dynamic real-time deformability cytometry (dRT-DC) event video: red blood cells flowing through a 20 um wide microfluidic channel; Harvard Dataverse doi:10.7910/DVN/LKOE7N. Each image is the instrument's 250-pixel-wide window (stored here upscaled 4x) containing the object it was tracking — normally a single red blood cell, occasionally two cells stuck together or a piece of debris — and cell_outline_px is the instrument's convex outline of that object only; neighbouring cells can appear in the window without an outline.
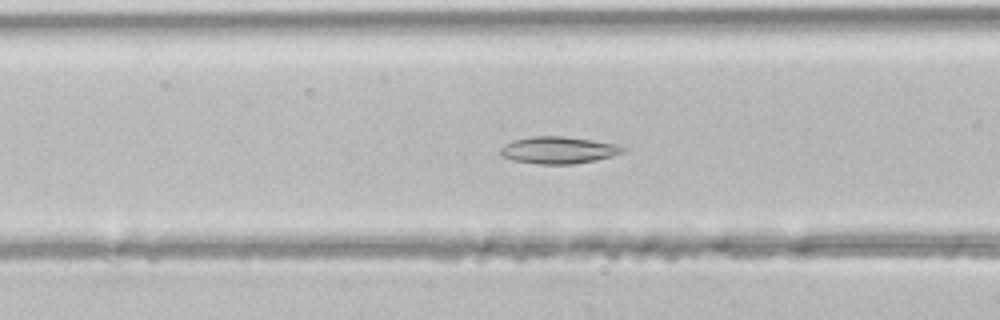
{"species": "common noctule bat (a hibernating species)", "species_latin": "Nyctalus noctula", "temperature_condition": "room temperature", "stored_images_in_passage": 42, "camera_frame_rate_fps": 3000, "um_per_image_px": 0.085, "animal": {"sex": "male", "body_mass_g": 21.5, "forearm_length_mm": 52.0}, "frame": {"image": 1, "passage_image": 14, "time_ms": 4.333, "image_size_px": [1000, 320], "cell_outline_px": [[628, 148], [624, 152], [612, 156], [596, 160], [572, 164], [540, 164], [512, 160], [500, 156], [500, 148], [504, 144], [512, 140], [532, 136], [564, 136], [592, 140], [616, 144]], "centroid_in_image_um": [47.45, 12.75], "position_along_channel_um": 119.1, "area_um2": 19.42}}
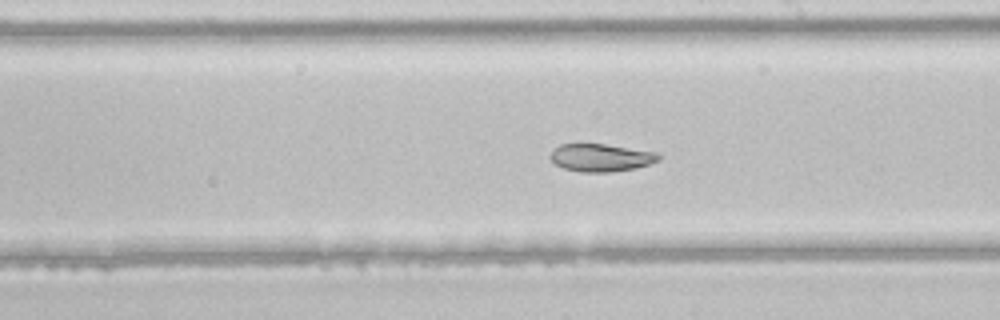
{"frame": {"image": 2, "passage_image": 22, "time_ms": 7.0, "image_size_px": [1000, 320], "cell_outline_px": [[660, 160], [636, 168], [612, 172], [580, 172], [564, 168], [556, 164], [552, 160], [552, 152], [560, 144], [604, 144], [656, 152], [660, 156]], "centroid_in_image_um": [51.11, 13.41], "position_along_channel_um": 237.9, "area_um2": 17.22}}
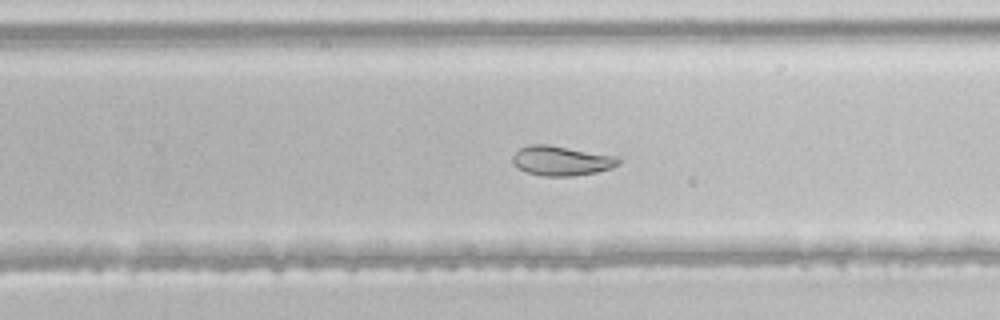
{"frame": {"image": 3, "passage_image": 25, "time_ms": 8.0, "image_size_px": [1000, 320], "cell_outline_px": [[620, 164], [612, 168], [596, 172], [572, 176], [544, 176], [528, 172], [512, 164], [512, 156], [520, 148], [528, 144], [548, 144], [620, 156]], "centroid_in_image_um": [47.75, 13.65], "position_along_channel_um": 282.0, "area_um2": 18.5}}